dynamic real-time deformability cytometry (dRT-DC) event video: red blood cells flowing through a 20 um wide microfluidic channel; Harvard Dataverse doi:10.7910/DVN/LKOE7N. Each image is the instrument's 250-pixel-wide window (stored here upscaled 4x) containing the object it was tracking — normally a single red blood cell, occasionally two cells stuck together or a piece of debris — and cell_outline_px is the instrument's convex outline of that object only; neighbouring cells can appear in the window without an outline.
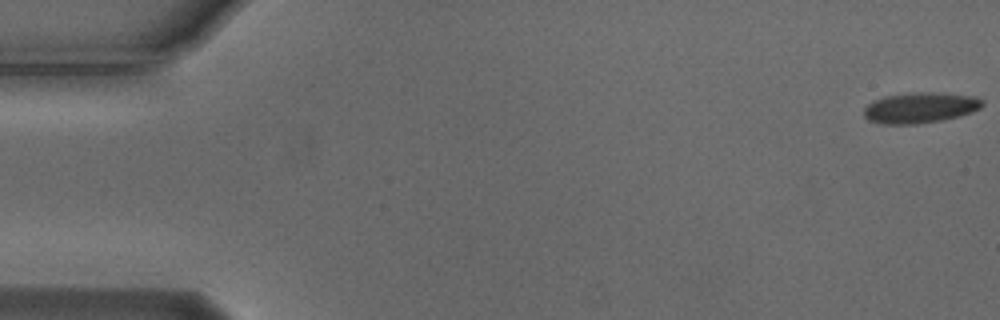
{"species": "Egyptian fruit bat (a non-hibernating species)", "species_latin": "Rousettus aegyptiacus", "temperature_condition": "cold", "stored_images_in_passage": 16, "camera_frame_rate_fps": 3000, "um_per_image_px": 0.085, "animal": {"sex": "male"}, "frame": {"image": 1, "passage_image": 1, "time_ms": 0.0, "image_size_px": [1000, 320], "cell_outline_px": [[984, 104], [980, 108], [972, 112], [960, 116], [940, 120], [916, 124], [884, 124], [868, 120], [864, 116], [864, 108], [872, 100], [884, 96], [920, 92], [924, 92], [976, 96], [984, 100]], "centroid_in_image_um": [78.21, 9.16], "position_along_channel_um": 6.8, "area_um2": 21.1}}
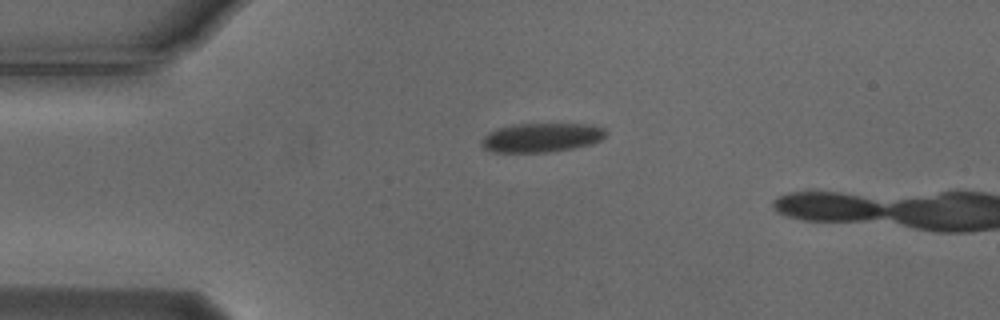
{"frame": {"image": 2, "passage_image": 13, "time_ms": 4.0, "image_size_px": [1000, 320], "cell_outline_px": [[608, 132], [600, 140], [592, 144], [572, 148], [548, 152], [496, 152], [484, 148], [480, 144], [484, 136], [488, 132], [496, 128], [512, 124], [592, 124], [604, 128]], "centroid_in_image_um": [46.03, 11.68], "position_along_channel_um": 39.0, "area_um2": 21.15}}